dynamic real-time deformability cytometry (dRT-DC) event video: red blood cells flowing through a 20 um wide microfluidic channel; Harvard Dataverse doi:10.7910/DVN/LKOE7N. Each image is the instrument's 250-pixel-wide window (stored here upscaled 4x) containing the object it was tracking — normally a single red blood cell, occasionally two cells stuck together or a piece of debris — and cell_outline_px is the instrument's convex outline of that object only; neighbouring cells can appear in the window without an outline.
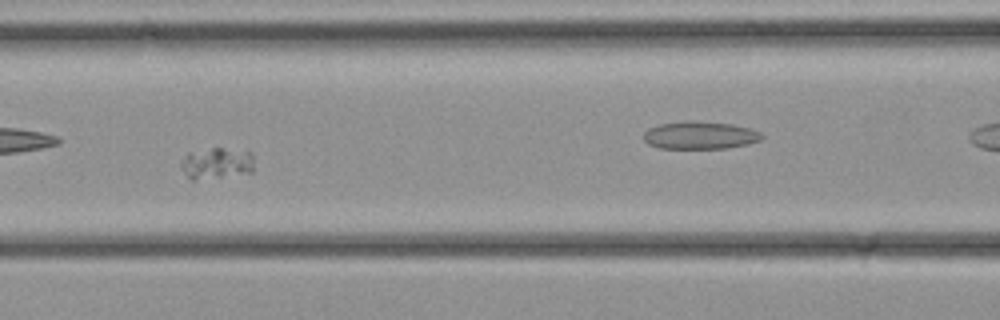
{"species": "common noctule bat (a hibernating species)", "species_latin": "Nyctalus noctula", "temperature_condition": "cold", "stored_images_in_passage": 36, "camera_frame_rate_fps": 3000, "um_per_image_px": 0.085, "animal": {"sex": "female", "body_mass_g": 21.9}, "frame": {"image": 1, "passage_image": 16, "time_ms": 5.0, "image_size_px": [1000, 320], "cell_outline_px": [[252, 172], [192, 180], [180, 168], [180, 164], [184, 156], [188, 152], [212, 148], [224, 148], [252, 152]], "centroid_in_image_um": [18.37, 13.86], "position_along_channel_um": 148.2, "area_um2": 13.12}}